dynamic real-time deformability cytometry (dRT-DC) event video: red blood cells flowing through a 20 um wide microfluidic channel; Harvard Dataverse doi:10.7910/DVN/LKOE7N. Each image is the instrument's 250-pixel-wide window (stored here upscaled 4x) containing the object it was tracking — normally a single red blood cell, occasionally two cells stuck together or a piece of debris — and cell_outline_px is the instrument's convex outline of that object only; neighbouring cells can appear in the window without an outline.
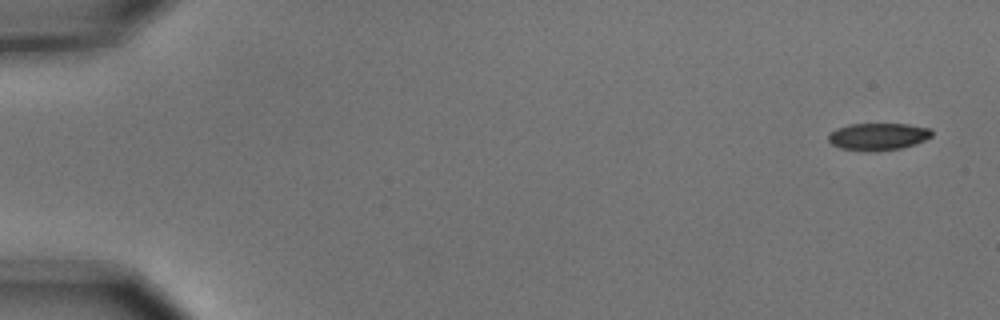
{"species": "common noctule bat (a hibernating species)", "species_latin": "Nyctalus noctula", "temperature_condition": "cold", "stored_images_in_passage": 6, "segment_of_instrument_passage": [1, 2], "camera_frame_rate_fps": 3000, "um_per_image_px": 0.085, "animal": {"sex": "male", "body_mass_g": 15.6}, "frame": {"image": 1, "passage_image": 1, "time_ms": 0.0, "image_size_px": [1000, 320], "cell_outline_px": [[932, 136], [924, 140], [900, 148], [840, 148], [832, 144], [828, 140], [828, 132], [836, 128], [848, 124], [908, 124], [928, 128], [932, 132]], "centroid_in_image_um": [74.6, 11.54], "position_along_channel_um": 10.4, "area_um2": 15.49}}